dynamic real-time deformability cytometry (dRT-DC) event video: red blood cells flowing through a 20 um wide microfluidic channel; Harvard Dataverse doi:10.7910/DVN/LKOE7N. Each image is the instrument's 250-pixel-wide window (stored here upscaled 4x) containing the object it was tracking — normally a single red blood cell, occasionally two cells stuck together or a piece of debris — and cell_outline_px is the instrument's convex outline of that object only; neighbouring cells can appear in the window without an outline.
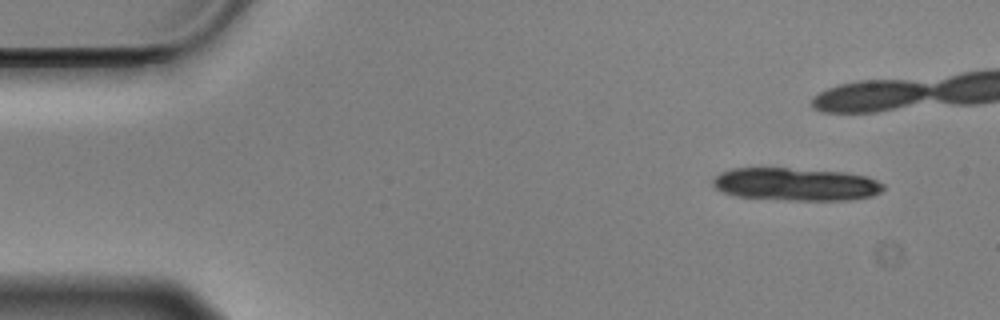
{"species": "Egyptian fruit bat (a non-hibernating species)", "species_latin": "Rousettus aegyptiacus", "temperature_condition": "cold", "stored_images_in_passage": 11, "camera_frame_rate_fps": 3000, "um_per_image_px": 0.085, "animal": {"sex": "male"}, "frame": {"image": 1, "passage_image": 1, "time_ms": 0.0, "image_size_px": [1000, 320], "cell_outline_px": [[884, 188], [880, 192], [872, 196], [852, 200], [788, 200], [736, 196], [720, 192], [712, 184], [712, 180], [720, 172], [732, 168], [788, 168], [844, 172], [868, 176], [884, 184]], "centroid_in_image_um": [67.64, 15.66], "position_along_channel_um": 17.4, "area_um2": 32.83}}